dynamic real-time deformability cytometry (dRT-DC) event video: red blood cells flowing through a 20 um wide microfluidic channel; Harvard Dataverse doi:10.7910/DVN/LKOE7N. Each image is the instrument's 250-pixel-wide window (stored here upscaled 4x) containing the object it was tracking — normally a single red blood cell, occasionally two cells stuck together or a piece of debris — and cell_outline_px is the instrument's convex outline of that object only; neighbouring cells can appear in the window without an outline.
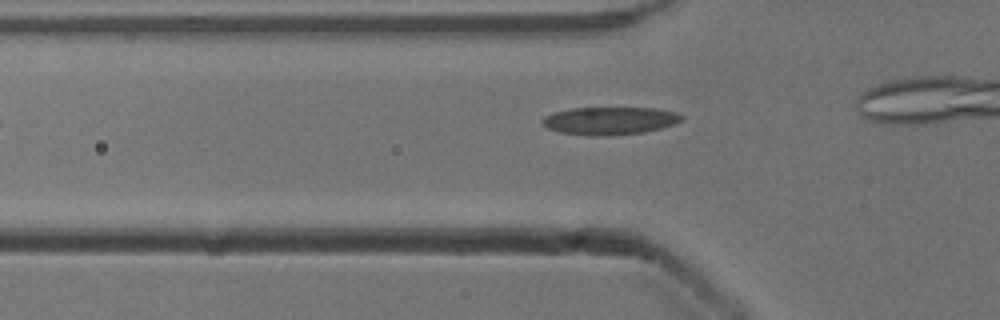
{"species": "common noctule bat (a hibernating species)", "species_latin": "Nyctalus noctula", "temperature_condition": "cold", "stored_images_in_passage": 29, "camera_frame_rate_fps": 3000, "um_per_image_px": 0.085, "animal": {"sex": "male", "body_mass_g": 13.3}, "frame": {"image": 1, "passage_image": 3, "time_ms": 0.667, "image_size_px": [1000, 320], "cell_outline_px": [[684, 120], [660, 128], [644, 132], [612, 136], [588, 136], [560, 132], [548, 128], [540, 124], [540, 120], [544, 116], [556, 112], [572, 108], [656, 108], [676, 112], [684, 116]], "centroid_in_image_um": [51.82, 10.27], "position_along_channel_um": 74.0, "area_um2": 22.72}}
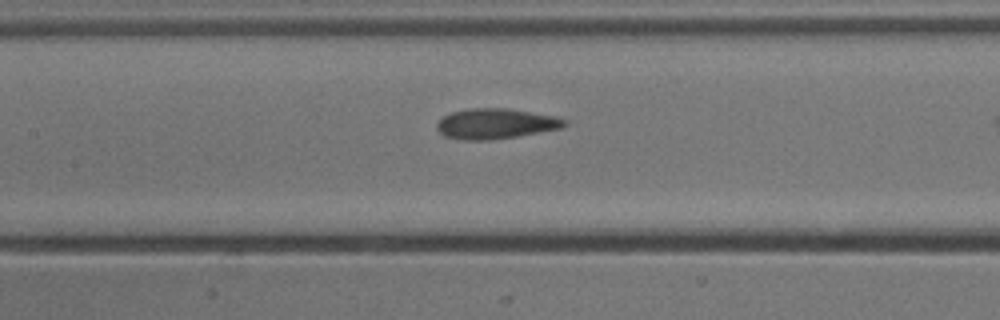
{"frame": {"image": 2, "passage_image": 10, "time_ms": 3.0, "image_size_px": [1000, 320], "cell_outline_px": [[568, 124], [564, 128], [516, 136], [488, 140], [464, 140], [444, 136], [436, 128], [436, 120], [452, 112], [468, 108], [508, 108], [556, 116], [568, 120]], "centroid_in_image_um": [42.15, 10.5], "position_along_channel_um": 165.3, "area_um2": 22.77}}
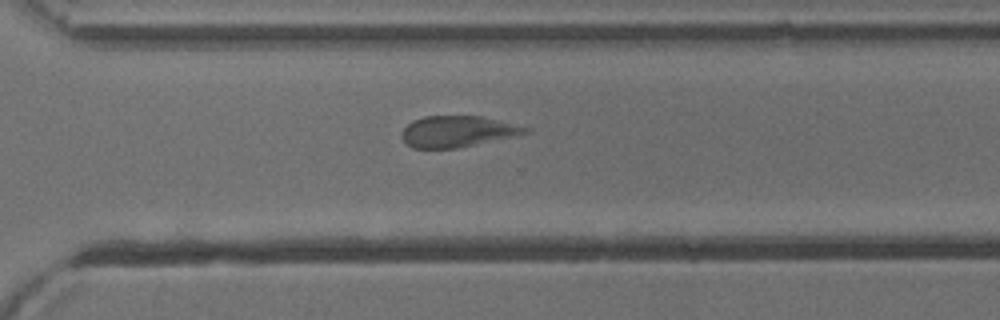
{"frame": {"image": 3, "passage_image": 23, "time_ms": 7.333, "image_size_px": [1000, 320], "cell_outline_px": [[532, 132], [456, 148], [412, 148], [400, 136], [400, 132], [412, 120], [424, 116], [480, 116], [532, 128]], "centroid_in_image_um": [38.87, 11.16], "position_along_channel_um": 331.7, "area_um2": 22.31}}